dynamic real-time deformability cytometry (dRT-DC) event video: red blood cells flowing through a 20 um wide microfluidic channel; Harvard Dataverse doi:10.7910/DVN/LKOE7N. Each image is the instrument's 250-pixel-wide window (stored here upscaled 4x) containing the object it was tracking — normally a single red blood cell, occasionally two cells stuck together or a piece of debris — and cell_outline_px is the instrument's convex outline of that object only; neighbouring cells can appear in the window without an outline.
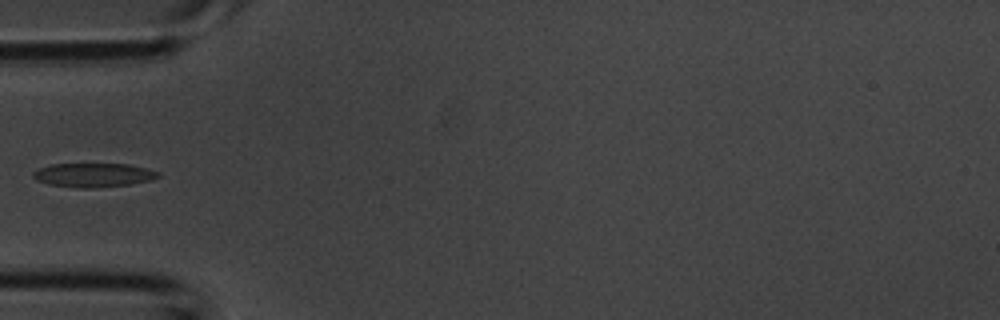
{"species": "common noctule bat (a hibernating species)", "species_latin": "Nyctalus noctula", "temperature_condition": "room temperature", "stored_images_in_passage": 3, "camera_frame_rate_fps": 3000, "um_per_image_px": 0.085, "animal": {"sex": "male", "body_mass_g": 20.1, "forearm_length_mm": 53.5}, "frame": {"image": 1, "passage_image": 3, "time_ms": 0.667, "image_size_px": [1000, 320], "cell_outline_px": [[160, 176], [152, 180], [128, 184], [92, 188], [76, 188], [48, 184], [36, 180], [32, 176], [32, 172], [40, 168], [52, 164], [128, 164], [160, 172]], "centroid_in_image_um": [7.92, 14.88], "position_along_channel_um": 77.1, "area_um2": 17.4}}